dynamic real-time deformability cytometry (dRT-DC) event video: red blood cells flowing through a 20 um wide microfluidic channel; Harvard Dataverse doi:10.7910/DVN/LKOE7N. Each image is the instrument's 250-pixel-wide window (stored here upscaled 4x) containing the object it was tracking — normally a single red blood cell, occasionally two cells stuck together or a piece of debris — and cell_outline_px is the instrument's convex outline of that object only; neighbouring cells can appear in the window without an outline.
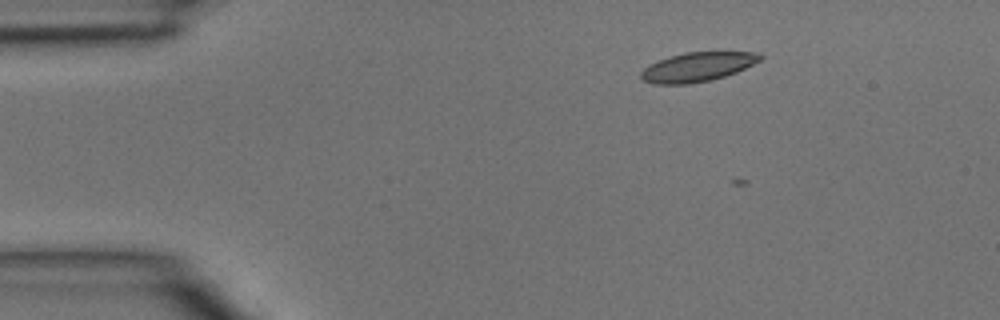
{"species": "common noctule bat (a hibernating species)", "species_latin": "Nyctalus noctula", "temperature_condition": "room temperature", "stored_images_in_passage": 40, "camera_frame_rate_fps": 3000, "um_per_image_px": 0.085, "animal": {"sex": "male", "body_mass_g": 15.6}, "frame": {"image": 1, "passage_image": 1, "time_ms": 0.0, "image_size_px": [1000, 320], "cell_outline_px": [[764, 56], [760, 60], [736, 72], [712, 80], [688, 84], [652, 84], [644, 80], [640, 76], [640, 72], [644, 68], [660, 60], [684, 52], [756, 52]], "centroid_in_image_um": [59.28, 5.69], "position_along_channel_um": 25.7, "area_um2": 20.06}}
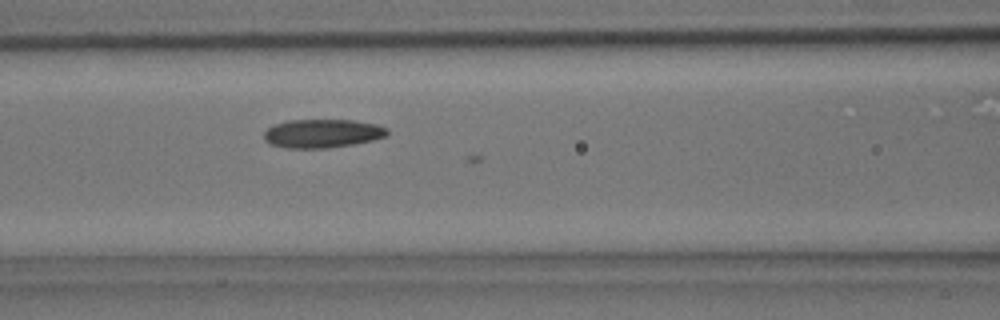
{"frame": {"image": 2, "passage_image": 13, "time_ms": 4.0, "image_size_px": [1000, 320], "cell_outline_px": [[388, 136], [372, 140], [352, 144], [328, 148], [288, 148], [272, 144], [264, 140], [264, 132], [268, 128], [276, 124], [288, 120], [352, 120], [376, 124], [388, 128]], "centroid_in_image_um": [27.42, 11.34], "position_along_channel_um": 139.2, "area_um2": 20.46}}